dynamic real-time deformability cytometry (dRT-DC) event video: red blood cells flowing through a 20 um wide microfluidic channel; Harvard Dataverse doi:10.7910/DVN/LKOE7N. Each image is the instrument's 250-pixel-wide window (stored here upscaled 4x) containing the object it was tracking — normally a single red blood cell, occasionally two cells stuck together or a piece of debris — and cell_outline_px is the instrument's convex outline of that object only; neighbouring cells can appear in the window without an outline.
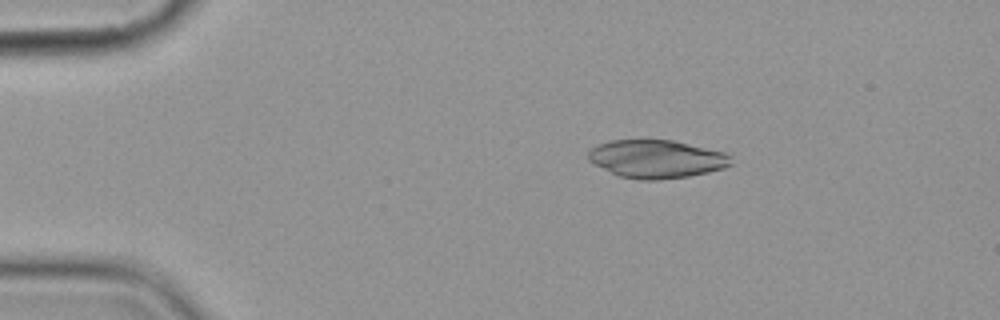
{"species": "common noctule bat (a hibernating species)", "species_latin": "Nyctalus noctula", "temperature_condition": "cold", "stored_images_in_passage": 3, "camera_frame_rate_fps": 3000, "um_per_image_px": 0.085, "animal": {"sex": "female", "body_mass_g": 19.9}, "frame": {"image": 1, "passage_image": 2, "time_ms": 1.0, "image_size_px": [1000, 320], "cell_outline_px": [[732, 164], [724, 168], [708, 172], [688, 176], [656, 180], [640, 180], [620, 176], [592, 164], [588, 160], [588, 152], [592, 148], [608, 140], [672, 140], [724, 152], [732, 156]], "centroid_in_image_um": [55.8, 13.51], "position_along_channel_um": 29.2, "area_um2": 31.67}}